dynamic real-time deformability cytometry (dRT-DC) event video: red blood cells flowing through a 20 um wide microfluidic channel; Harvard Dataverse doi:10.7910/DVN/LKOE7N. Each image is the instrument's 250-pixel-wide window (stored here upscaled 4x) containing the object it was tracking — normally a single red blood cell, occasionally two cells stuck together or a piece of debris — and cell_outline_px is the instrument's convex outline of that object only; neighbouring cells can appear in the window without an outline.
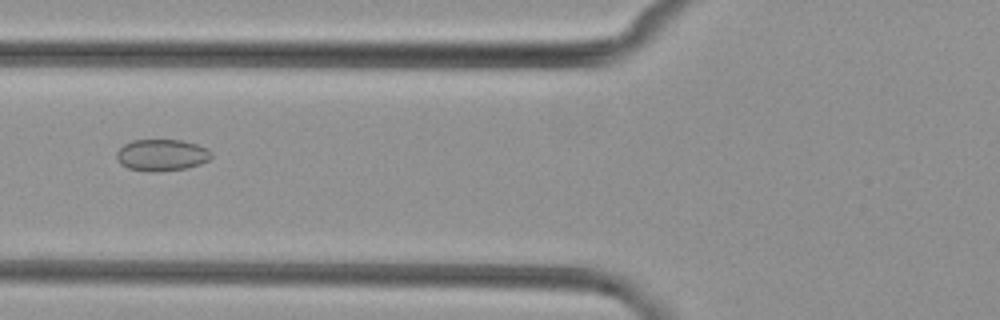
{"species": "common noctule bat (a hibernating species)", "species_latin": "Nyctalus noctula", "temperature_condition": "cold", "stored_images_in_passage": 6, "camera_frame_rate_fps": 3000, "um_per_image_px": 0.085, "animal": {"sex": "female", "body_mass_g": 29.2, "forearm_length_mm": 56.3}, "frame": {"image": 1, "passage_image": 6, "time_ms": 6.0, "image_size_px": [1000, 320], "cell_outline_px": [[212, 156], [208, 160], [200, 164], [188, 168], [156, 172], [152, 172], [128, 168], [120, 164], [116, 156], [116, 152], [124, 144], [132, 140], [180, 140], [196, 144], [208, 148], [212, 152]], "centroid_in_image_um": [13.75, 13.18], "position_along_channel_um": 112.0, "area_um2": 17.57}}